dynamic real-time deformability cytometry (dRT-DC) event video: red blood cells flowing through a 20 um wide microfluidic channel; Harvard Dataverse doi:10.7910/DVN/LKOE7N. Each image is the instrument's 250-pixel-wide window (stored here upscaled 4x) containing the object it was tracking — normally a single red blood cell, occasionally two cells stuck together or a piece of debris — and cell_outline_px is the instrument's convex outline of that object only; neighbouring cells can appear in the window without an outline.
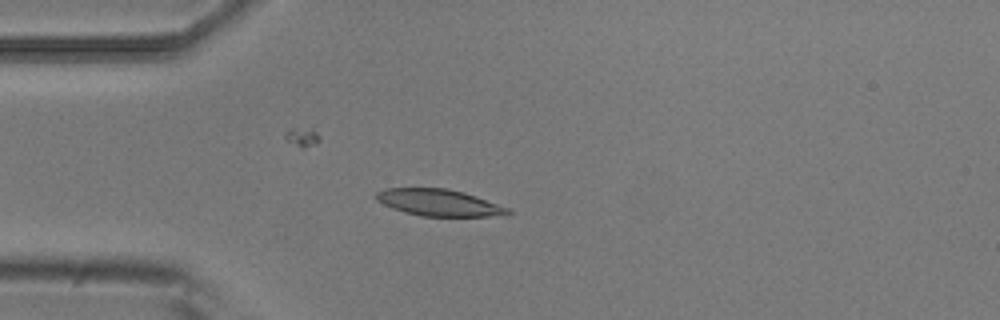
{"species": "common noctule bat (a hibernating species)", "species_latin": "Nyctalus noctula", "temperature_condition": "room temperature", "stored_images_in_passage": 6, "camera_frame_rate_fps": 3000, "um_per_image_px": 0.085, "animal": {"sex": "male", "body_mass_g": 20.5, "forearm_length_mm": 52.5}, "frame": {"image": 1, "passage_image": 5, "time_ms": 1.333, "image_size_px": [1000, 320], "cell_outline_px": [[512, 212], [508, 216], [420, 216], [404, 212], [392, 208], [376, 200], [376, 192], [384, 188], [448, 188], [464, 192], [476, 196], [508, 208]], "centroid_in_image_um": [37.32, 17.22], "position_along_channel_um": 47.7, "area_um2": 20.58}}